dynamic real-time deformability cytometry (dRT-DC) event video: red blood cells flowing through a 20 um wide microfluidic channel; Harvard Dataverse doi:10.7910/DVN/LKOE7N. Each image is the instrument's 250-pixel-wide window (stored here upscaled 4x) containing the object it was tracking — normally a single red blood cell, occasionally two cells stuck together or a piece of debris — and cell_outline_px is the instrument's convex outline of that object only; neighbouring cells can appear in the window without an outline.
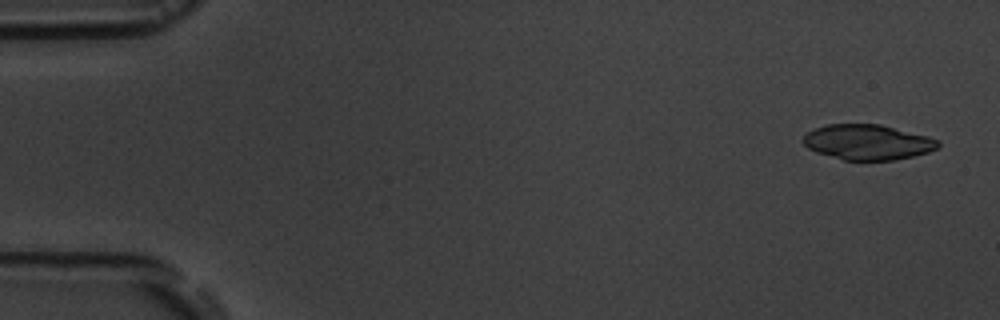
{"species": "common noctule bat (a hibernating species)", "species_latin": "Nyctalus noctula", "temperature_condition": "room temperature", "stored_images_in_passage": 6, "camera_frame_rate_fps": 3000, "um_per_image_px": 0.085, "animal": {"sex": "male", "body_mass_g": 19.5, "forearm_length_mm": 54.6}, "frame": {"image": 1, "passage_image": 1, "time_ms": 0.0, "image_size_px": [1000, 320], "cell_outline_px": [[940, 144], [936, 148], [928, 152], [912, 156], [892, 160], [844, 160], [816, 152], [808, 148], [804, 144], [804, 136], [808, 132], [816, 128], [828, 124], [880, 124], [928, 136], [940, 140]], "centroid_in_image_um": [73.76, 12.08], "position_along_channel_um": 11.2, "area_um2": 27.51}}